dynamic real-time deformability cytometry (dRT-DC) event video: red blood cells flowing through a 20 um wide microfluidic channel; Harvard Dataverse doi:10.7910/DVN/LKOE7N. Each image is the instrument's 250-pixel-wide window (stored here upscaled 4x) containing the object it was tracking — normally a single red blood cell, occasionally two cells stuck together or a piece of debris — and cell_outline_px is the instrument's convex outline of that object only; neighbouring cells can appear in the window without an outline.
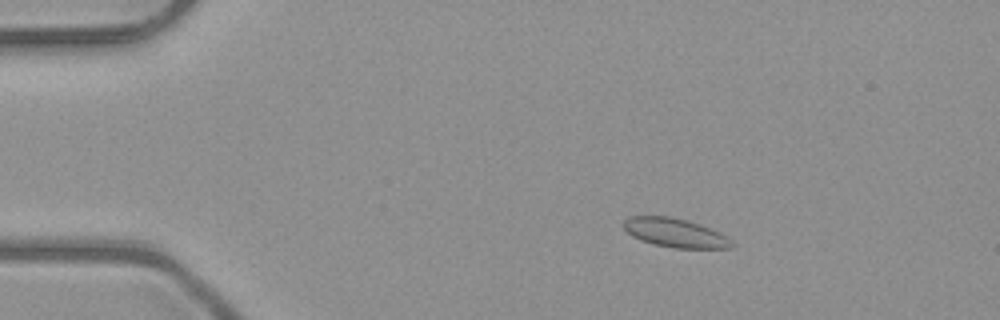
{"species": "common noctule bat (a hibernating species)", "species_latin": "Nyctalus noctula", "temperature_condition": "room temperature", "stored_images_in_passage": 48, "camera_frame_rate_fps": 3000, "um_per_image_px": 0.085, "animal": {"sex": "male", "body_mass_g": 23.1, "forearm_length_mm": 52.7}, "frame": {"image": 1, "passage_image": 5, "time_ms": 1.333, "image_size_px": [1000, 320], "cell_outline_px": [[736, 244], [732, 248], [672, 248], [652, 244], [640, 240], [632, 236], [624, 228], [624, 220], [628, 216], [668, 216], [688, 220], [700, 224], [720, 232], [732, 240]], "centroid_in_image_um": [57.41, 19.79], "position_along_channel_um": 27.6, "area_um2": 18.44}}
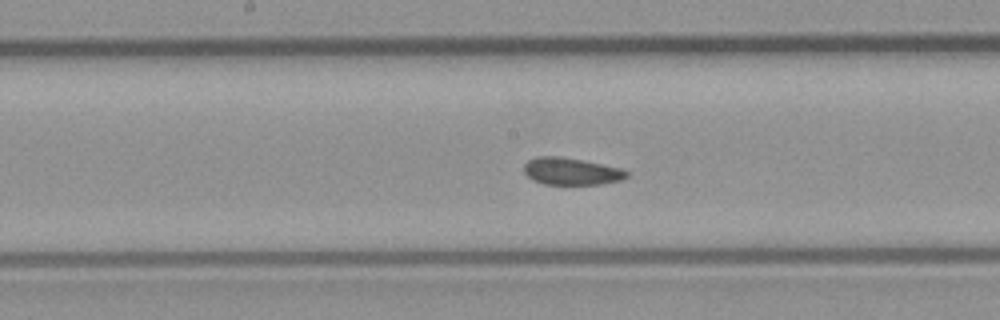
{"frame": {"image": 2, "passage_image": 23, "time_ms": 7.333, "image_size_px": [1000, 320], "cell_outline_px": [[628, 176], [620, 180], [600, 184], [544, 184], [532, 180], [524, 172], [524, 164], [528, 160], [536, 156], [560, 156], [584, 160], [620, 168], [628, 172]], "centroid_in_image_um": [48.52, 14.55], "position_along_channel_um": 199.7, "area_um2": 16.24}}
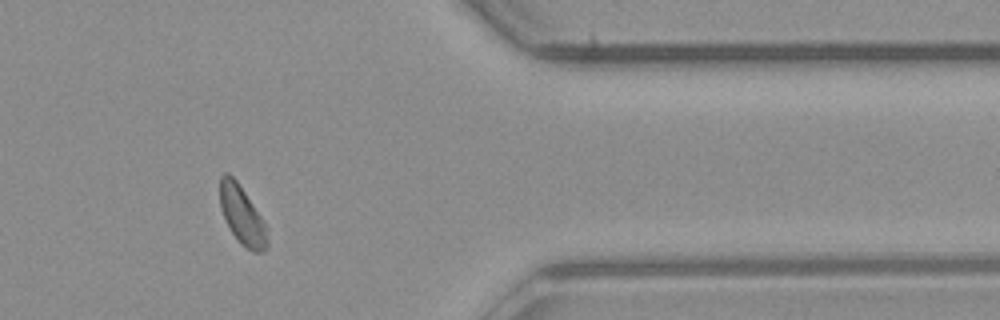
{"frame": {"image": 3, "passage_image": 39, "time_ms": 12.667, "image_size_px": [1000, 320], "cell_outline_px": [[268, 248], [260, 252], [252, 252], [240, 244], [232, 232], [224, 216], [220, 204], [220, 176], [224, 172], [228, 172], [236, 180], [260, 216], [264, 224], [268, 240]], "centroid_in_image_um": [20.57, 18.31], "position_along_channel_um": 390.8, "area_um2": 15.72}}